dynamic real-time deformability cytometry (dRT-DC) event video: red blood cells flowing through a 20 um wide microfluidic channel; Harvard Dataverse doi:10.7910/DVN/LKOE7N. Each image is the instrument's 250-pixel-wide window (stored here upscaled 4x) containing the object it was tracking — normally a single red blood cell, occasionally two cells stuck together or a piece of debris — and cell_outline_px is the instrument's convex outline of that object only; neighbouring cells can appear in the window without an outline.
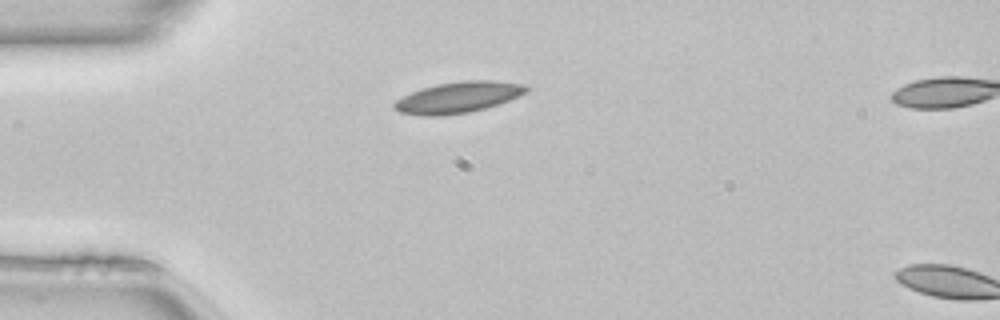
{"species": "common noctule bat (a hibernating species)", "species_latin": "Nyctalus noctula", "temperature_condition": "room temperature", "stored_images_in_passage": 3, "camera_frame_rate_fps": 3000, "um_per_image_px": 0.085, "animal": {"sex": "female", "body_mass_g": 22.7, "forearm_length_mm": 54.2}, "frame": {"image": 1, "passage_image": 1, "time_ms": 0.0, "image_size_px": [1000, 320], "cell_outline_px": [[532, 88], [528, 92], [508, 100], [484, 108], [468, 112], [444, 116], [424, 116], [400, 112], [392, 108], [392, 104], [396, 100], [420, 88], [436, 84], [464, 80], [492, 80], [528, 84]], "centroid_in_image_um": [38.96, 8.26], "position_along_channel_um": 46.0, "area_um2": 24.1}}